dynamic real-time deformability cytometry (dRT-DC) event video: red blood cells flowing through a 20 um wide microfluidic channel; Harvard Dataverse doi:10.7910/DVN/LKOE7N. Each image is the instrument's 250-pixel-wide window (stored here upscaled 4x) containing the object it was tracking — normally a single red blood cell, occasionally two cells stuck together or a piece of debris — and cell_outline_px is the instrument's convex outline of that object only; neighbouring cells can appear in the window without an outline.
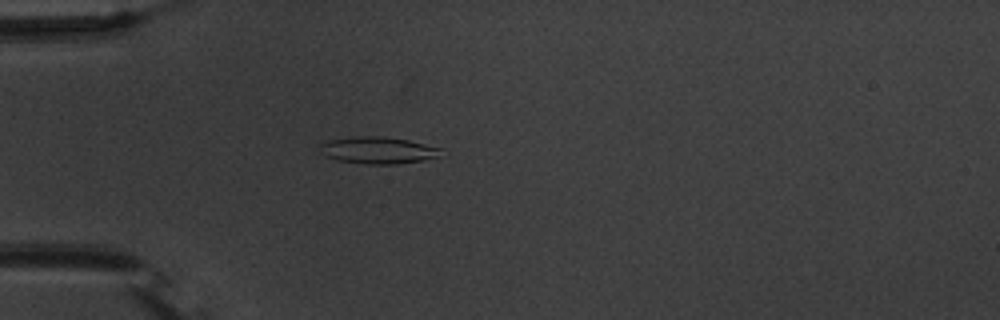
{"species": "common noctule bat (a hibernating species)", "species_latin": "Nyctalus noctula", "temperature_condition": "warm", "stored_images_in_passage": 54, "camera_frame_rate_fps": 3000, "um_per_image_px": 0.085, "animal": {"sex": "male", "body_mass_g": 20.1, "forearm_length_mm": 53.5}, "frame": {"image": 1, "passage_image": 16, "time_ms": 5.0, "image_size_px": [1000, 320], "cell_outline_px": [[444, 148], [436, 156], [420, 160], [396, 164], [368, 164], [336, 160], [324, 156], [320, 152], [320, 144], [328, 140], [356, 136], [384, 136], [408, 140]], "centroid_in_image_um": [32.07, 12.76], "position_along_channel_um": 52.9, "area_um2": 18.9}}
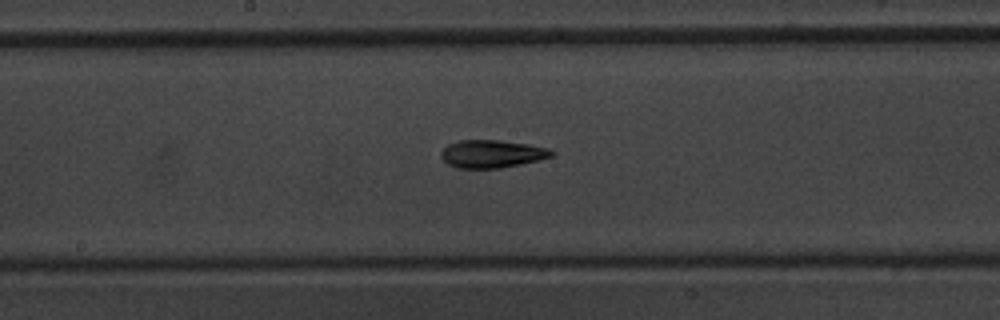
{"frame": {"image": 2, "passage_image": 29, "time_ms": 9.333, "image_size_px": [1000, 320], "cell_outline_px": [[556, 152], [552, 156], [520, 164], [500, 168], [456, 168], [448, 164], [440, 156], [440, 152], [448, 144], [460, 140], [500, 140], [528, 144], [548, 148]], "centroid_in_image_um": [41.79, 13.07], "position_along_channel_um": 206.4, "area_um2": 17.86}}
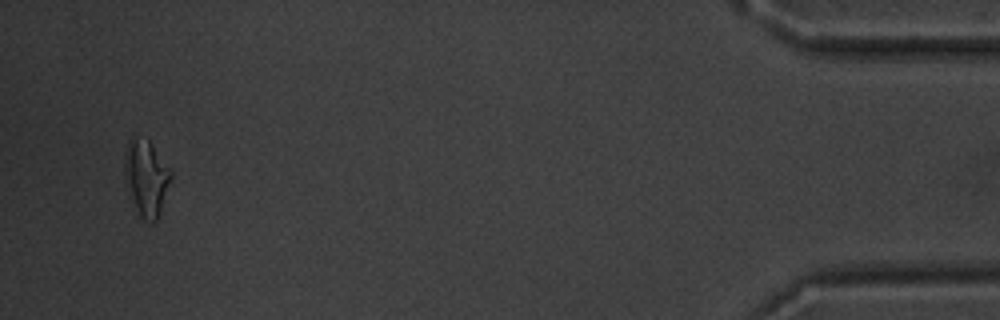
{"frame": {"image": 3, "passage_image": 52, "time_ms": 17.0, "image_size_px": [1000, 320], "cell_outline_px": [[172, 176], [160, 212], [156, 220], [152, 224], [148, 224], [140, 216], [124, 184], [124, 156], [128, 140], [132, 136], [136, 136], [148, 140], [152, 144], [172, 172]], "centroid_in_image_um": [12.4, 15.11], "position_along_channel_um": 422.8, "area_um2": 20.69}, "authors_computed_cell_mechanics": {"area_um2": 18.0914, "velocity_mm_per_s": 3.7967, "shape_relaxation_time_tau1_ms": 4.9027, "shape_relaxation_time_tau2_ms": 5.3656, "deformation_change_tau1": 0.1985, "deformation_change_tau2": 0.1405}}